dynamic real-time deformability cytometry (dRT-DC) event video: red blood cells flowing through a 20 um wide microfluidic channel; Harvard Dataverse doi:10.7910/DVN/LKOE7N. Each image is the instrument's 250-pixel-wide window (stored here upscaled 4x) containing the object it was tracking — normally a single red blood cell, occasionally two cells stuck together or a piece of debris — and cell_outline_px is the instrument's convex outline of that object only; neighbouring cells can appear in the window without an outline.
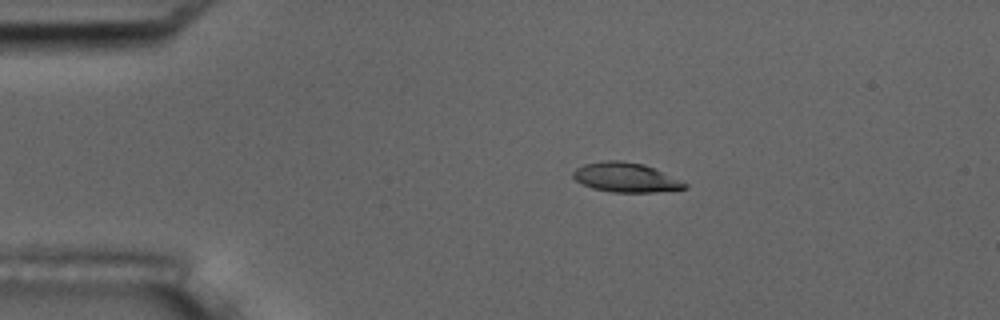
{"species": "common noctule bat (a hibernating species)", "species_latin": "Nyctalus noctula", "temperature_condition": "room temperature", "stored_images_in_passage": 7, "camera_frame_rate_fps": 3000, "um_per_image_px": 0.085, "animal": {"sex": "male", "body_mass_g": 17.5, "forearm_length_mm": 52.3}, "frame": {"image": 1, "passage_image": 3, "time_ms": 3.0, "image_size_px": [1000, 320], "cell_outline_px": [[688, 188], [652, 192], [612, 192], [592, 188], [576, 180], [572, 176], [572, 172], [576, 168], [584, 164], [604, 160], [620, 160], [644, 164], [688, 184]], "centroid_in_image_um": [53.15, 15.07], "position_along_channel_um": 31.8, "area_um2": 18.96}}